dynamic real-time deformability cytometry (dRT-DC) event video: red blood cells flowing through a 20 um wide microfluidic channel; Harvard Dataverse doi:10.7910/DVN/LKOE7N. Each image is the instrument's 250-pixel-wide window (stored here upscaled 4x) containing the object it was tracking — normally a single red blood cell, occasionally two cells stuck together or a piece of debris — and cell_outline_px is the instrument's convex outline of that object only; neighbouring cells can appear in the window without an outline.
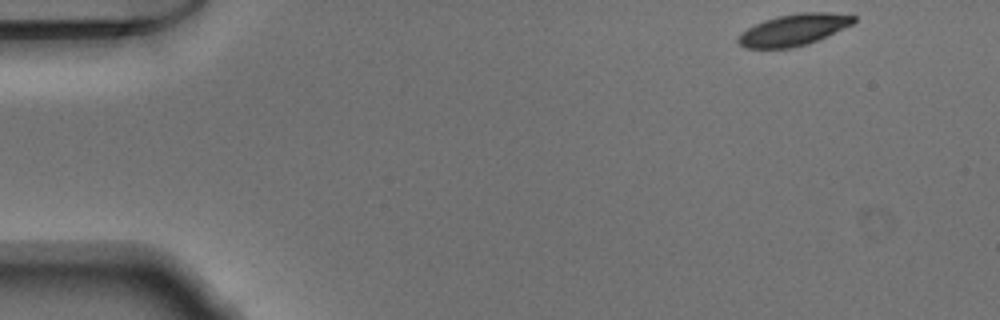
{"species": "Egyptian fruit bat (a non-hibernating species)", "species_latin": "Rousettus aegyptiacus", "temperature_condition": "warm", "stored_images_in_passage": 47, "camera_frame_rate_fps": 3000, "um_per_image_px": 0.085, "animal": {"sex": "male"}, "frame": {"image": 1, "passage_image": 1, "time_ms": 0.0, "image_size_px": [1000, 320], "cell_outline_px": [[856, 20], [852, 24], [816, 40], [792, 48], [744, 48], [736, 40], [740, 32], [764, 20], [780, 16], [800, 12], [828, 12], [856, 16]], "centroid_in_image_um": [67.42, 2.53], "position_along_channel_um": 17.6, "area_um2": 20.87}}
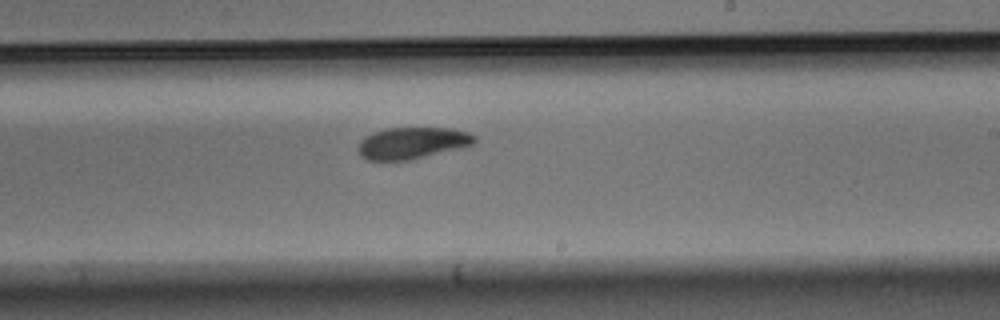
{"frame": {"image": 2, "passage_image": 27, "time_ms": 8.667, "image_size_px": [1000, 320], "cell_outline_px": [[476, 140], [468, 148], [408, 160], [368, 160], [360, 156], [356, 148], [360, 140], [364, 136], [372, 132], [384, 128], [452, 128], [468, 132], [476, 136]], "centroid_in_image_um": [35.05, 12.16], "position_along_channel_um": 253.9, "area_um2": 22.02}}
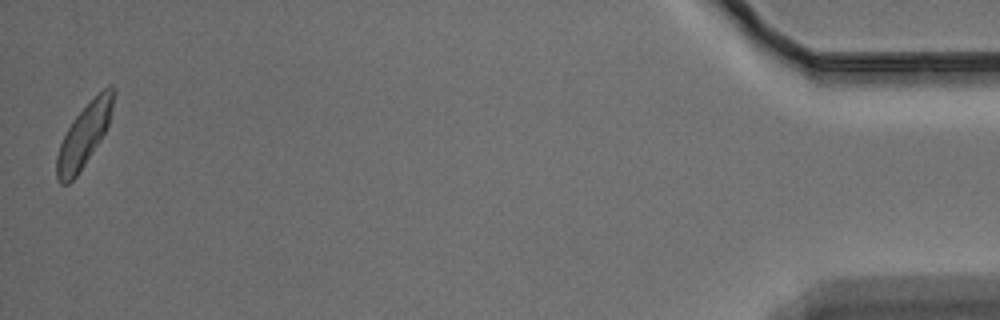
{"frame": {"image": 3, "passage_image": 47, "time_ms": 15.333, "image_size_px": [1000, 320], "cell_outline_px": [[116, 92], [108, 124], [100, 140], [76, 176], [68, 184], [60, 184], [56, 176], [56, 156], [60, 144], [72, 120], [108, 84], [112, 84], [116, 88]], "centroid_in_image_um": [7.15, 11.49], "position_along_channel_um": 428.1, "area_um2": 20.29}}